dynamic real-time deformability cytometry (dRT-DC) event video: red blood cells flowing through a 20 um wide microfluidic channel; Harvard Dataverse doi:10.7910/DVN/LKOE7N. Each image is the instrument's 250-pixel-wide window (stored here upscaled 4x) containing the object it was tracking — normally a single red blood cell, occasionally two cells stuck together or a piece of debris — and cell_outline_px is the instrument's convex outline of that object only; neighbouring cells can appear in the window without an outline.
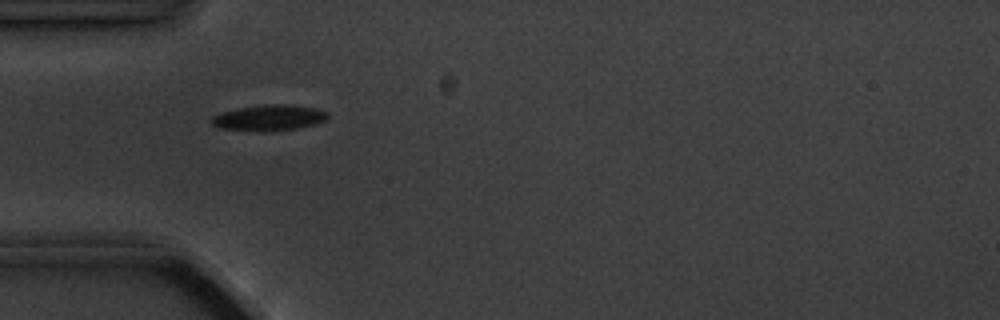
{"species": "common noctule bat (a hibernating species)", "species_latin": "Nyctalus noctula", "temperature_condition": "cold", "stored_images_in_passage": 5, "camera_frame_rate_fps": 3000, "um_per_image_px": 0.085, "animal": {"sex": "male", "body_mass_g": 20.1, "forearm_length_mm": 53.5}, "frame": {"image": 1, "passage_image": 4, "time_ms": 4.333, "image_size_px": [1000, 320], "cell_outline_px": [[328, 116], [324, 120], [316, 124], [296, 128], [264, 132], [220, 128], [212, 124], [208, 120], [212, 116], [220, 112], [240, 108], [264, 104], [288, 104], [316, 108], [328, 112]], "centroid_in_image_um": [22.83, 10.01], "position_along_channel_um": 62.2, "area_um2": 17.57}}